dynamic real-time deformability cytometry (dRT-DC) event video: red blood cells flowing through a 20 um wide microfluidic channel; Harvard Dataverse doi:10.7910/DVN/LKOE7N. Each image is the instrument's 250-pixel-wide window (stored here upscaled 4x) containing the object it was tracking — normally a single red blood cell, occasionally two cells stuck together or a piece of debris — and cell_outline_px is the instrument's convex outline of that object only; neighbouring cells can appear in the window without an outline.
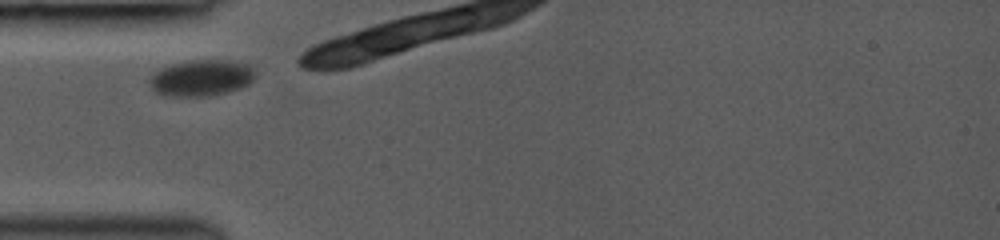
{"species": "common noctule bat (a hibernating species)", "species_latin": "Nyctalus noctula", "temperature_condition": "room temperature", "stored_images_in_passage": 3, "camera_frame_rate_fps": 3000, "um_per_image_px": 0.085, "animal": {"sex": "female", "body_mass_g": 19.0, "forearm_length_mm": 53.3}, "frame": {"image": 1, "passage_image": 1, "time_ms": 0.0, "image_size_px": [1000, 240], "cell_outline_px": [[256, 72], [252, 80], [248, 84], [240, 88], [212, 96], [164, 96], [156, 92], [152, 88], [148, 80], [160, 68], [172, 64], [188, 60], [228, 60], [248, 64]], "centroid_in_image_um": [17.11, 6.62], "position_along_channel_um": 67.9, "area_um2": 22.37}}